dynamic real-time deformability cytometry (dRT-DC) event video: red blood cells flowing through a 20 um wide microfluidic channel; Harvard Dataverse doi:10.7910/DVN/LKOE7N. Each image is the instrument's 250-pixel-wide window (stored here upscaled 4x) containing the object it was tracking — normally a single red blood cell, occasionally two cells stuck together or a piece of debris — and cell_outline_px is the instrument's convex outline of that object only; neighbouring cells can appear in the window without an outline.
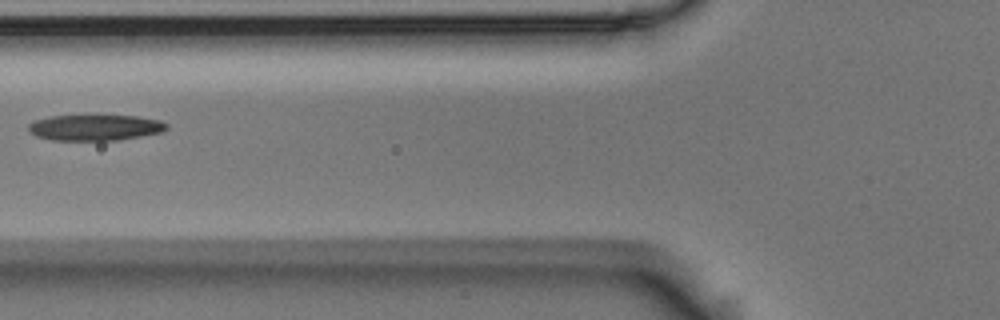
{"species": "Egyptian fruit bat (a non-hibernating species)", "species_latin": "Rousettus aegyptiacus", "temperature_condition": "room temperature", "stored_images_in_passage": 6, "camera_frame_rate_fps": 3000, "um_per_image_px": 0.085, "animal": {"sex": "male"}, "frame": {"image": 1, "passage_image": 5, "time_ms": 1.333, "image_size_px": [1000, 320], "cell_outline_px": [[168, 128], [160, 132], [120, 140], [52, 140], [36, 136], [28, 132], [28, 124], [36, 120], [48, 116], [136, 116], [160, 120], [168, 124]], "centroid_in_image_um": [8.06, 10.84], "position_along_channel_um": 117.7, "area_um2": 20.75}}
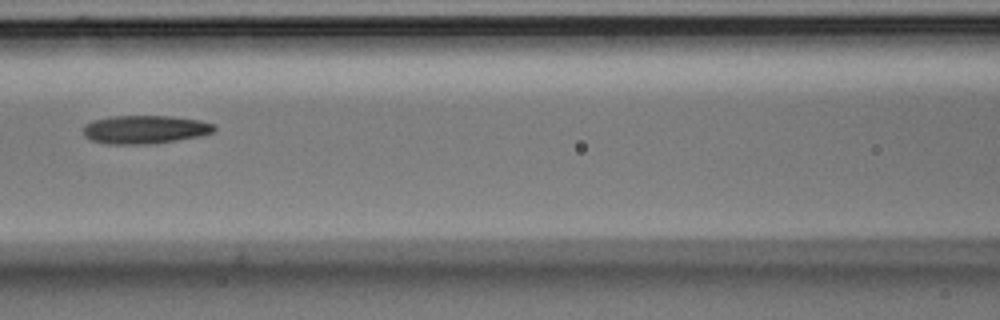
{"frame": {"image": 2, "passage_image": 6, "time_ms": 1.667, "image_size_px": [1000, 320], "cell_outline_px": [[216, 128], [212, 132], [200, 136], [152, 144], [108, 144], [92, 140], [84, 136], [84, 124], [92, 120], [112, 116], [168, 116], [200, 120], [216, 124]], "centroid_in_image_um": [12.32, 11.0], "position_along_channel_um": 154.3, "area_um2": 21.68}}